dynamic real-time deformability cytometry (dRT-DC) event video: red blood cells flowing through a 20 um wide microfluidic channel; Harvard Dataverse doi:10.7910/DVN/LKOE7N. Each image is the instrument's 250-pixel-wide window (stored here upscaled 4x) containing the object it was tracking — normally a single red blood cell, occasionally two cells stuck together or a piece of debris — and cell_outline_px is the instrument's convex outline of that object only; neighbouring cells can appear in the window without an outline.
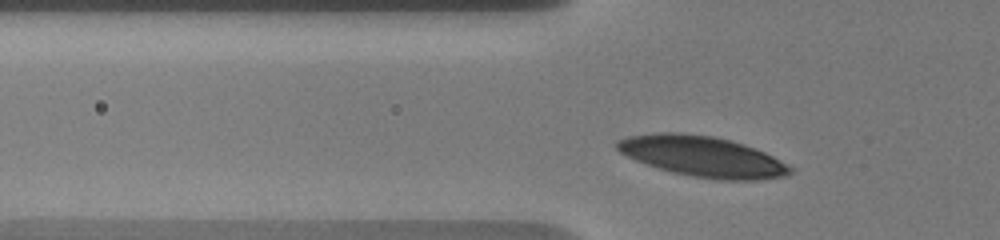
{"species": "human", "species_latin": "Homo sapiens", "temperature_condition": "warm", "stored_images_in_passage": 46, "camera_frame_rate_fps": 3000, "um_per_image_px": 0.085, "donor": {"sex": "male"}, "frame": {"image": 1, "passage_image": 8, "time_ms": 2.0, "image_size_px": [1000, 240], "cell_outline_px": [[792, 172], [780, 176], [756, 180], [724, 180], [692, 176], [672, 172], [636, 160], [620, 152], [616, 148], [616, 140], [628, 136], [660, 132], [680, 132], [712, 136], [732, 140], [756, 148], [780, 160], [792, 168]], "centroid_in_image_um": [59.69, 13.28], "position_along_channel_um": 66.1, "area_um2": 40.58}}
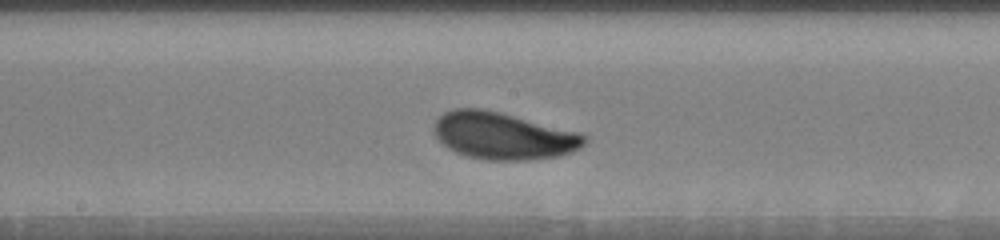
{"frame": {"image": 2, "passage_image": 23, "time_ms": 6.0, "image_size_px": [1000, 240], "cell_outline_px": [[588, 140], [580, 148], [572, 152], [560, 156], [528, 160], [484, 160], [468, 156], [456, 152], [444, 144], [436, 136], [432, 128], [432, 124], [444, 112], [452, 108], [484, 108], [500, 112], [576, 132], [588, 136]], "centroid_in_image_um": [42.76, 11.54], "position_along_channel_um": 205.4, "area_um2": 41.21}}
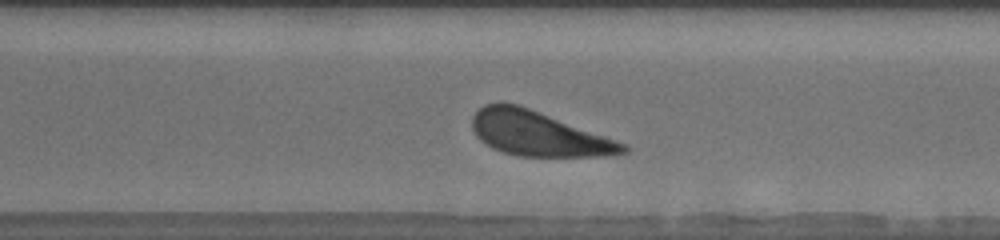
{"frame": {"image": 3, "passage_image": 35, "time_ms": 9.333, "image_size_px": [1000, 240], "cell_outline_px": [[628, 152], [608, 156], [516, 156], [492, 148], [480, 140], [476, 136], [472, 128], [472, 116], [484, 104], [520, 104], [628, 144]], "centroid_in_image_um": [45.79, 11.37], "position_along_channel_um": 324.8, "area_um2": 39.25}, "authors_computed_cell_mechanics": {"area_um2": 40.5178, "velocity_mm_per_s": 3.5937, "shape_relaxation_time_tau1_ms": 2.1808, "shape_relaxation_time_tau2_ms": null, "deformation_change_tau1": 0.1117, "deformation_change_tau2": null}}